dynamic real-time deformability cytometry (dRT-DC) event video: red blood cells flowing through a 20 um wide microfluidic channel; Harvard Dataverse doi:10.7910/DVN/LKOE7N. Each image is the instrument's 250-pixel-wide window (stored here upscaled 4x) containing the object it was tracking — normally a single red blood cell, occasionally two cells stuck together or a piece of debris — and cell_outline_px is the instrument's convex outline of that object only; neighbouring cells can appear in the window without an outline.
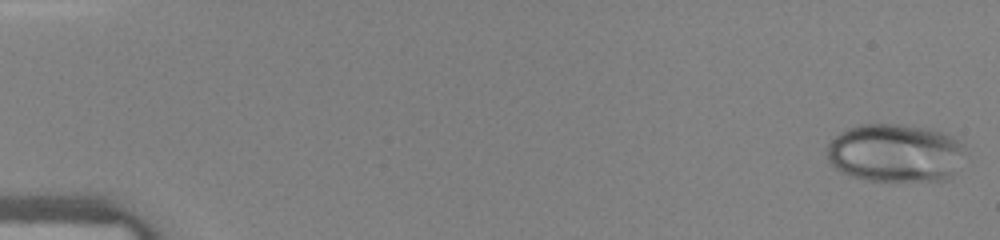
{"species": "human", "species_latin": "Homo sapiens", "temperature_condition": "warm", "stored_images_in_passage": 44, "camera_frame_rate_fps": 3000, "um_per_image_px": 0.085, "donor": {"sex": "female"}, "frame": {"image": 1, "passage_image": 1, "time_ms": 0.0, "image_size_px": [1000, 240], "cell_outline_px": [[968, 152], [948, 180], [868, 180], [852, 176], [840, 172], [828, 160], [824, 148], [840, 132], [848, 128], [860, 124], [896, 124], [932, 128], [952, 136], [960, 140], [964, 144]], "centroid_in_image_um": [76.12, 12.98], "position_along_channel_um": 8.9, "area_um2": 47.45}}
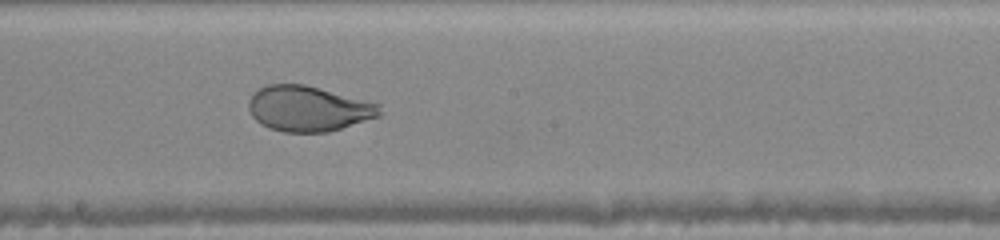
{"frame": {"image": 2, "passage_image": 25, "time_ms": 8.0, "image_size_px": [1000, 240], "cell_outline_px": [[384, 112], [380, 116], [328, 132], [284, 132], [268, 128], [260, 124], [252, 116], [248, 108], [248, 100], [252, 92], [268, 84], [304, 84], [380, 104]], "centroid_in_image_um": [26.19, 9.24], "position_along_channel_um": 222.0, "area_um2": 34.8}}
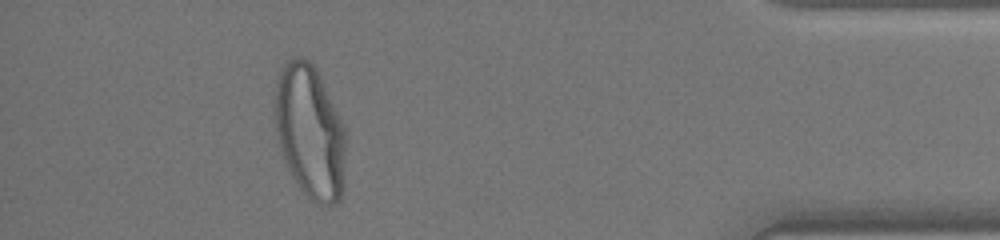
{"frame": {"image": 3, "passage_image": 40, "time_ms": 13.0, "image_size_px": [1000, 240], "cell_outline_px": [[344, 184], [340, 200], [336, 204], [316, 204], [300, 188], [284, 164], [276, 136], [272, 112], [276, 80], [280, 68], [292, 56], [300, 56], [308, 60], [316, 68], [344, 124]], "centroid_in_image_um": [26.29, 11.17], "position_along_channel_um": 408.9, "area_um2": 56.12}}